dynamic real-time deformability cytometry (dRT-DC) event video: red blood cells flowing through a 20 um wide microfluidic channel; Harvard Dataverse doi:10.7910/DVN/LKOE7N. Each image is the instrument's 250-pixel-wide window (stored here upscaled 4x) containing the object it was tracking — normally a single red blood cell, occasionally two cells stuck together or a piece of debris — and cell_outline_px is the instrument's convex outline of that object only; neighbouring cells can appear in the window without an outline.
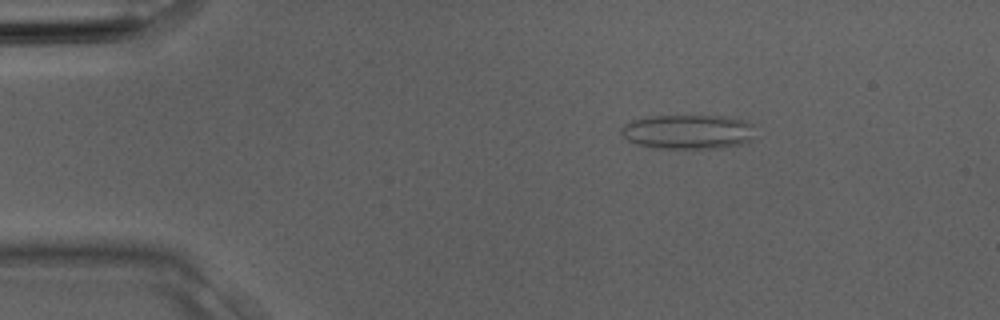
{"species": "Egyptian fruit bat (a non-hibernating species)", "species_latin": "Rousettus aegyptiacus", "temperature_condition": "room temperature", "stored_images_in_passage": 3, "camera_frame_rate_fps": 3000, "um_per_image_px": 0.085, "animal": {"sex": "male"}, "frame": {"image": 1, "passage_image": 3, "time_ms": 0.667, "image_size_px": [1000, 320], "cell_outline_px": [[752, 140], [740, 144], [720, 148], [652, 148], [636, 144], [628, 140], [620, 132], [620, 128], [624, 124], [632, 120], [652, 116], [724, 116], [744, 120], [752, 124]], "centroid_in_image_um": [58.45, 11.2], "position_along_channel_um": 26.6, "area_um2": 26.88}}